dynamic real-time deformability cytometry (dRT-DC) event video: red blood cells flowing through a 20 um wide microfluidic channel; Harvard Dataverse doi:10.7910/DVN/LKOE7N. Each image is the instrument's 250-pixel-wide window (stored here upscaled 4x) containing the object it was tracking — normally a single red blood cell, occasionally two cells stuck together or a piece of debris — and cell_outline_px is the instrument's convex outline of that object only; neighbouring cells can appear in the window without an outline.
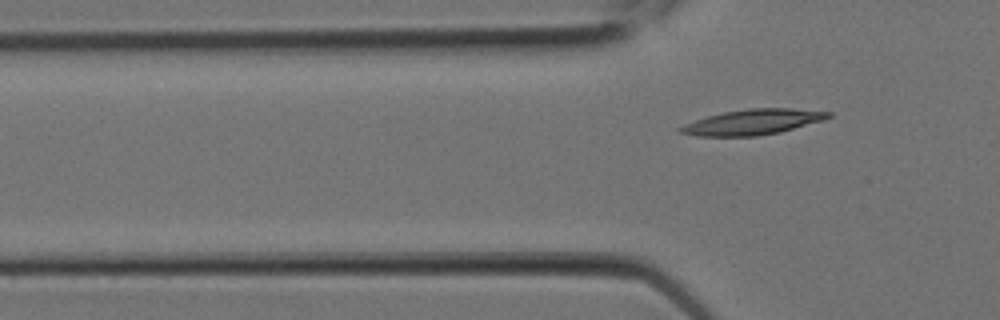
{"species": "Egyptian fruit bat (a non-hibernating species)", "species_latin": "Rousettus aegyptiacus", "temperature_condition": "room temperature", "stored_images_in_passage": 7, "segment_of_instrument_passage": [2, 2], "camera_frame_rate_fps": 3000, "um_per_image_px": 0.085, "animal": {"sex": "female"}, "frame": {"image": 1, "passage_image": 7, "time_ms": 2.0, "image_size_px": [1000, 320], "cell_outline_px": [[832, 116], [824, 120], [780, 132], [756, 136], [696, 136], [676, 132], [676, 128], [684, 124], [708, 116], [724, 112], [748, 108], [792, 108], [832, 112]], "centroid_in_image_um": [63.97, 10.37], "position_along_channel_um": 61.8, "area_um2": 21.96}}